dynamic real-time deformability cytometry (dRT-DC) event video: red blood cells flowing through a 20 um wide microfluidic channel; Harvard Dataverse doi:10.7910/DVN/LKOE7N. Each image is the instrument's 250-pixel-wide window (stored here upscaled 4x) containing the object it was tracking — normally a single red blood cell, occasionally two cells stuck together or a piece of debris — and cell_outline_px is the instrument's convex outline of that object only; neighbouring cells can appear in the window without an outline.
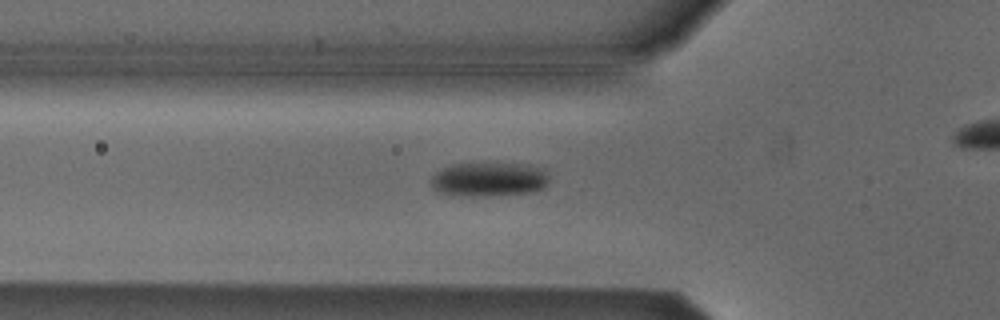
{"species": "Egyptian fruit bat (a non-hibernating species)", "species_latin": "Rousettus aegyptiacus", "temperature_condition": "cold", "stored_images_in_passage": 45, "camera_frame_rate_fps": 3000, "um_per_image_px": 0.085, "animal": {"sex": "male"}, "frame": {"image": 1, "passage_image": 19, "time_ms": 6.0, "image_size_px": [1000, 320], "cell_outline_px": [[548, 184], [544, 188], [532, 192], [484, 196], [460, 196], [436, 192], [432, 184], [432, 176], [436, 172], [452, 164], [496, 160], [524, 164], [544, 168], [548, 176]], "centroid_in_image_um": [41.59, 15.2], "position_along_channel_um": 84.2, "area_um2": 24.51}}
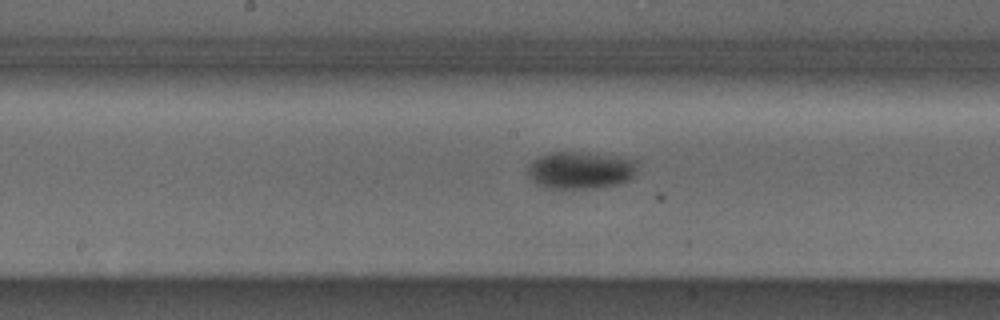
{"frame": {"image": 2, "passage_image": 28, "time_ms": 9.0, "image_size_px": [1000, 320], "cell_outline_px": [[640, 160], [636, 172], [628, 180], [616, 184], [596, 188], [548, 188], [536, 184], [524, 172], [528, 164], [532, 160], [540, 156], [552, 152], [580, 152], [612, 156]], "centroid_in_image_um": [49.3, 14.46], "position_along_channel_um": 198.9, "area_um2": 24.04}}
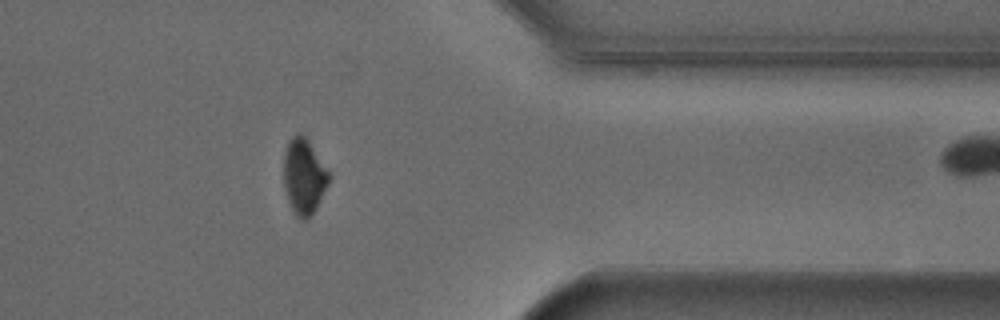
{"frame": {"image": 3, "passage_image": 44, "time_ms": 14.333, "image_size_px": [1000, 320], "cell_outline_px": [[332, 176], [316, 208], [304, 220], [300, 220], [296, 216], [288, 200], [284, 188], [284, 152], [288, 140], [296, 132], [300, 132], [308, 140]], "centroid_in_image_um": [25.83, 14.96], "position_along_channel_um": 385.6, "area_um2": 19.88}}